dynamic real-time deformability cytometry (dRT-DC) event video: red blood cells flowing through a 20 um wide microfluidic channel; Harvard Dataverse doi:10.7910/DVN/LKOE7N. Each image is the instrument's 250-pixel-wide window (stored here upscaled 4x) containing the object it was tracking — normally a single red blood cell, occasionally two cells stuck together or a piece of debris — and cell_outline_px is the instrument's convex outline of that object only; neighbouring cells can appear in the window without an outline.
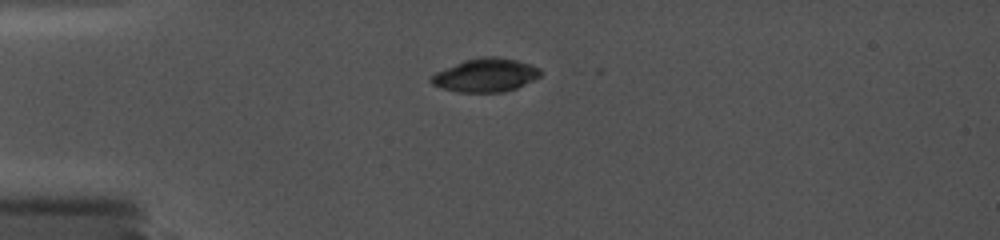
{"species": "common noctule bat (a hibernating species)", "species_latin": "Nyctalus noctula", "temperature_condition": "cold", "stored_images_in_passage": 4, "camera_frame_rate_fps": 5000, "um_per_image_px": 0.085, "animal": {"sex": "female", "body_mass_g": 19.0, "forearm_length_mm": 56.7}, "frame": {"image": 1, "passage_image": 3, "time_ms": 0.2, "image_size_px": [1000, 240], "cell_outline_px": [[544, 72], [540, 76], [516, 88], [504, 92], [456, 92], [440, 88], [432, 84], [428, 80], [436, 72], [468, 60], [516, 60], [540, 68]], "centroid_in_image_um": [41.26, 6.46], "position_along_channel_um": 43.7, "area_um2": 20.23}}